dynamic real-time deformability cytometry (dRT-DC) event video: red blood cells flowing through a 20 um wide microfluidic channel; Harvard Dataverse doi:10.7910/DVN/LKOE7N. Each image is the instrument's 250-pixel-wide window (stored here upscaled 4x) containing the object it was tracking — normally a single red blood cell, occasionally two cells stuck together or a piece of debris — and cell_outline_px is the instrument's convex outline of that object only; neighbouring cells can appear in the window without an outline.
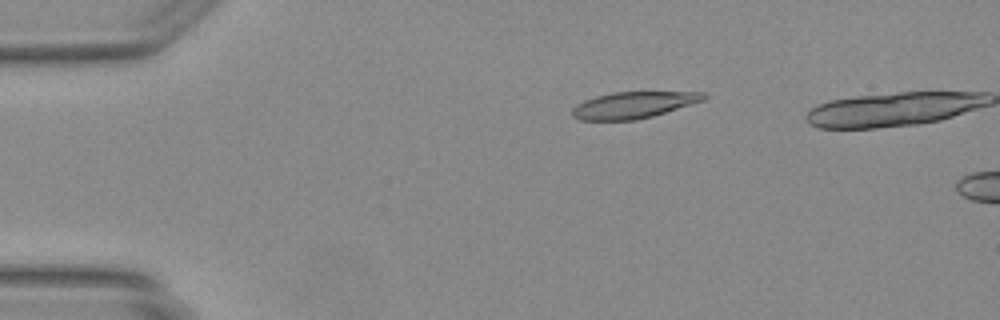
{"species": "Egyptian fruit bat (a non-hibernating species)", "species_latin": "Rousettus aegyptiacus", "temperature_condition": "warm", "stored_images_in_passage": 12, "camera_frame_rate_fps": 3000, "um_per_image_px": 0.085, "animal": {"sex": "female"}, "frame": {"image": 1, "passage_image": 9, "time_ms": 2.667, "image_size_px": [1000, 320], "cell_outline_px": [[708, 96], [704, 100], [652, 116], [636, 120], [580, 120], [572, 116], [572, 108], [576, 104], [584, 100], [596, 96], [612, 92], [704, 92]], "centroid_in_image_um": [53.81, 8.92], "position_along_channel_um": 31.2, "area_um2": 20.23}}